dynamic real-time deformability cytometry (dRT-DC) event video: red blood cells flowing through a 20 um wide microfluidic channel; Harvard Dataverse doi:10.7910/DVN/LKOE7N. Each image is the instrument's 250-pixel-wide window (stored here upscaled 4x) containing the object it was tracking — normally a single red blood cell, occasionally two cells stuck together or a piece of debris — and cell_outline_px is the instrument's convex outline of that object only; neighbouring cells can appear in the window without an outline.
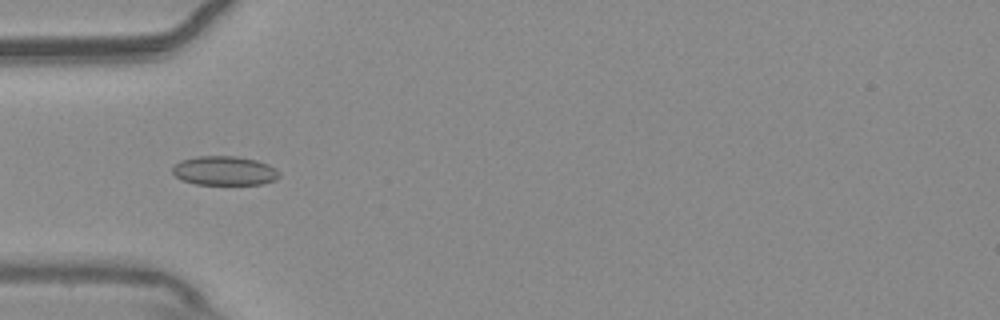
{"species": "common noctule bat (a hibernating species)", "species_latin": "Nyctalus noctula", "temperature_condition": "warm", "stored_images_in_passage": 47, "camera_frame_rate_fps": 3000, "um_per_image_px": 0.085, "animal": {"sex": "male", "body_mass_g": 20.4}, "frame": {"image": 1, "passage_image": 10, "time_ms": 3.0, "image_size_px": [1000, 320], "cell_outline_px": [[280, 176], [276, 180], [260, 184], [196, 184], [180, 180], [172, 172], [172, 168], [180, 160], [196, 156], [236, 156], [256, 160], [268, 164], [276, 168], [280, 172]], "centroid_in_image_um": [19.08, 14.51], "position_along_channel_um": 65.9, "area_um2": 18.26}}
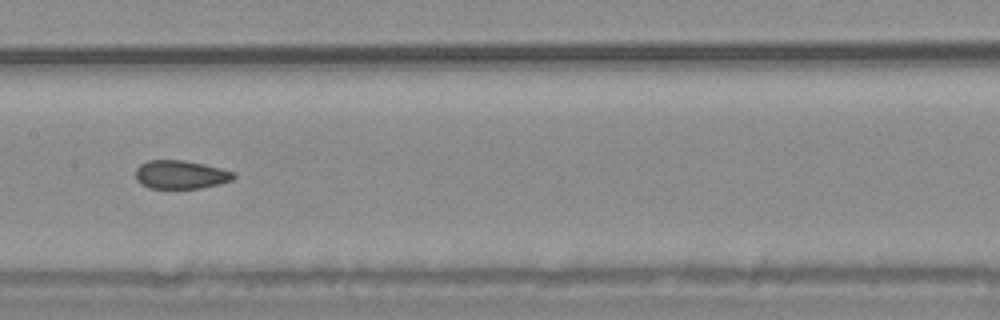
{"frame": {"image": 2, "passage_image": 20, "time_ms": 6.333, "image_size_px": [1000, 320], "cell_outline_px": [[236, 176], [232, 180], [220, 184], [200, 188], [148, 188], [140, 184], [136, 180], [136, 168], [140, 164], [148, 160], [184, 160], [204, 164], [220, 168], [232, 172]], "centroid_in_image_um": [15.33, 14.84], "position_along_channel_um": 192.1, "area_um2": 16.3}}
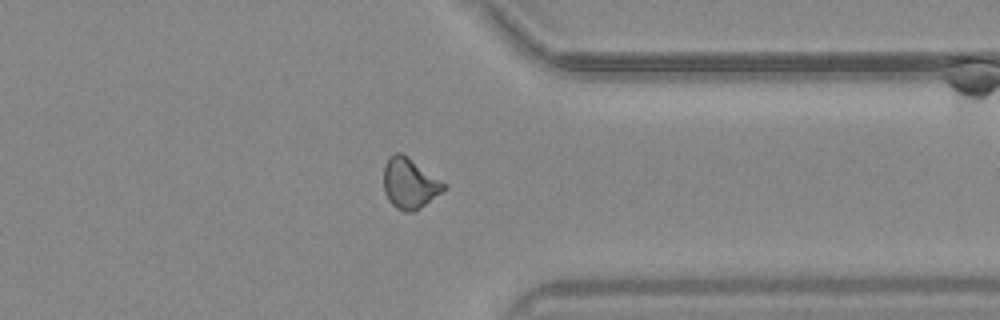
{"frame": {"image": 3, "passage_image": 35, "time_ms": 11.333, "image_size_px": [1000, 320], "cell_outline_px": [[448, 188], [420, 208], [412, 212], [404, 212], [396, 208], [388, 200], [384, 192], [384, 164], [396, 152], [400, 152], [408, 156], [448, 184]], "centroid_in_image_um": [34.85, 15.59], "position_along_channel_um": 376.5, "area_um2": 17.92}, "authors_computed_cell_mechanics": {"area_um2": 17.2822, "velocity_mm_per_s": 3.7798, "shape_relaxation_time_tau1_ms": null, "shape_relaxation_time_tau2_ms": 1.7924, "deformation_change_tau1": null, "deformation_change_tau2": 0.0634}}